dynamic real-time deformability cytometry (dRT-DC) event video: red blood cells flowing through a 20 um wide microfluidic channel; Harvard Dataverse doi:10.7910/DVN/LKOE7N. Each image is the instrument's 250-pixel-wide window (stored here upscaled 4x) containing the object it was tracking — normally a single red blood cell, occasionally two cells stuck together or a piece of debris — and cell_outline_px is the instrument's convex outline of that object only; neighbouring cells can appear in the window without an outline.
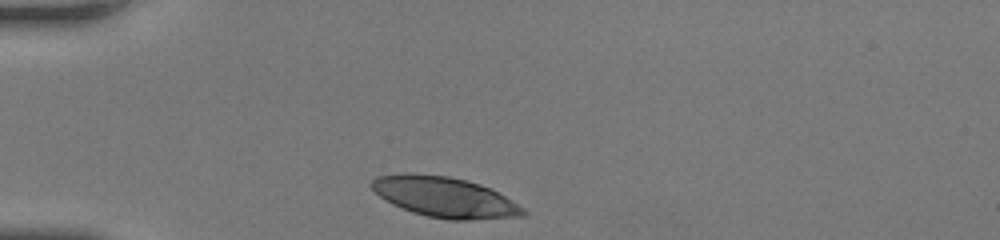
{"species": "human", "species_latin": "Homo sapiens", "temperature_condition": "room temperature", "stored_images_in_passage": 28, "camera_frame_rate_fps": 3000, "um_per_image_px": 0.085, "donor": {"sex": "female"}, "frame": {"image": 1, "passage_image": 1, "time_ms": 0.0, "image_size_px": [1000, 240], "cell_outline_px": [[528, 212], [524, 216], [472, 220], [448, 220], [428, 216], [412, 212], [392, 204], [380, 196], [368, 184], [376, 176], [404, 172], [408, 172], [448, 176], [468, 180], [492, 188], [524, 208]], "centroid_in_image_um": [37.8, 16.74], "position_along_channel_um": 47.2, "area_um2": 36.01}}
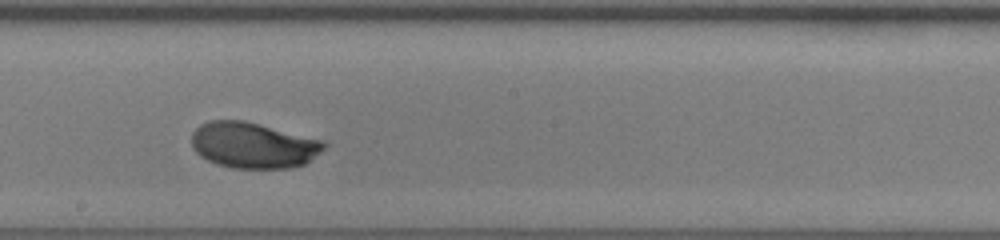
{"frame": {"image": 2, "passage_image": 16, "time_ms": 5.0, "image_size_px": [1000, 240], "cell_outline_px": [[328, 144], [320, 152], [304, 164], [288, 168], [232, 168], [216, 164], [200, 156], [196, 152], [192, 144], [192, 132], [200, 124], [208, 120], [244, 120], [324, 140]], "centroid_in_image_um": [21.51, 12.33], "position_along_channel_um": 226.7, "area_um2": 35.49}}
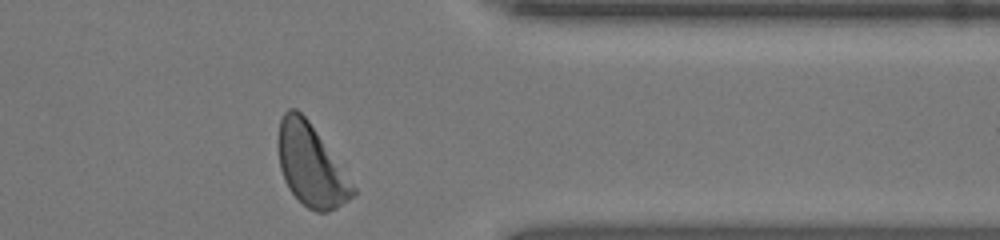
{"frame": {"image": 3, "passage_image": 28, "time_ms": 9.0, "image_size_px": [1000, 240], "cell_outline_px": [[356, 196], [336, 208], [328, 212], [316, 212], [308, 208], [288, 188], [284, 180], [280, 168], [276, 144], [276, 140], [280, 120], [284, 112], [288, 108], [296, 108], [308, 120], [356, 188]], "centroid_in_image_um": [26.4, 14.05], "position_along_channel_um": 385.0, "area_um2": 35.49}, "authors_computed_cell_mechanics": {"area_um2": 35.6337, "velocity_mm_per_s": 4.1517, "shape_relaxation_time_tau1_ms": 2.2138, "shape_relaxation_time_tau2_ms": null, "deformation_change_tau1": 0.1541, "deformation_change_tau2": null}}